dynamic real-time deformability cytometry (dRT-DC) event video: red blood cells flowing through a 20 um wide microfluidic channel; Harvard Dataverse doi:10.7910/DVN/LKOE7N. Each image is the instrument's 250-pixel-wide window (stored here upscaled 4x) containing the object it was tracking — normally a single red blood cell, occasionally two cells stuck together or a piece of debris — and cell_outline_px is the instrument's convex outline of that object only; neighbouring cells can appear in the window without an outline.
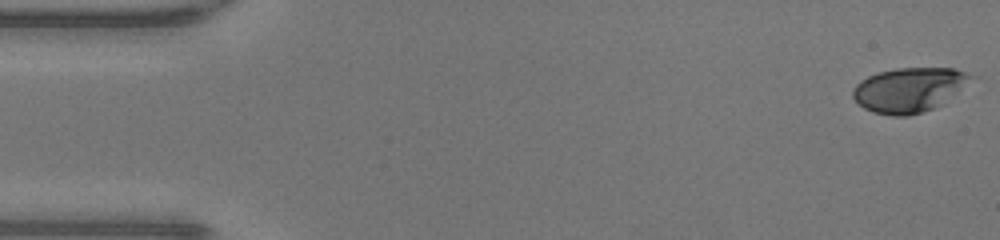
{"species": "human", "species_latin": "Homo sapiens", "temperature_condition": "warm", "stored_images_in_passage": 48, "camera_frame_rate_fps": 3000, "um_per_image_px": 0.085, "donor": {"sex": "male"}, "frame": {"image": 1, "passage_image": 1, "time_ms": 0.0, "image_size_px": [1000, 240], "cell_outline_px": [[972, 76], [936, 108], [908, 116], [892, 116], [872, 112], [864, 108], [852, 96], [852, 92], [856, 84], [860, 80], [868, 76], [880, 72], [896, 68], [952, 68], [964, 72]], "centroid_in_image_um": [77.16, 7.64], "position_along_channel_um": 7.8, "area_um2": 29.88}}
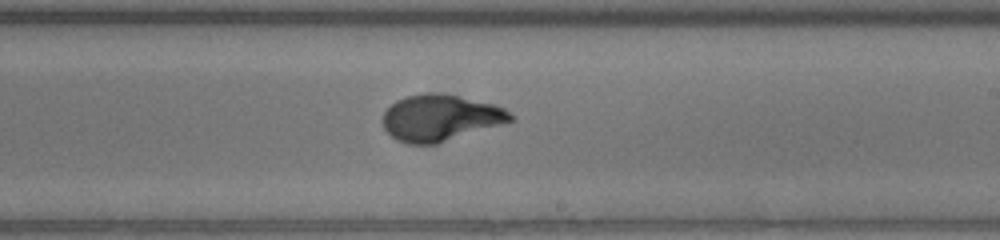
{"frame": {"image": 2, "passage_image": 28, "time_ms": 9.0, "image_size_px": [1000, 240], "cell_outline_px": [[516, 120], [436, 144], [408, 144], [396, 140], [384, 128], [384, 112], [396, 100], [408, 96], [428, 92], [444, 92], [496, 104], [504, 108], [516, 116]], "centroid_in_image_um": [37.49, 10.0], "position_along_channel_um": 251.5, "area_um2": 34.8}}
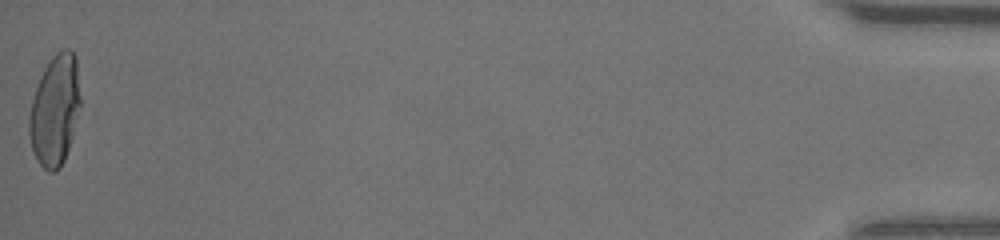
{"frame": {"image": 3, "passage_image": 48, "time_ms": 15.667, "image_size_px": [1000, 240], "cell_outline_px": [[80, 104], [72, 136], [64, 160], [60, 168], [56, 172], [48, 172], [36, 160], [32, 148], [28, 132], [28, 116], [32, 100], [40, 76], [44, 68], [52, 56], [60, 48], [68, 48], [76, 56], [80, 96]], "centroid_in_image_um": [4.65, 9.36], "position_along_channel_um": 430.5, "area_um2": 33.12}, "authors_computed_cell_mechanics": {"area_um2": 33.0616, "velocity_mm_per_s": 4.3284, "shape_relaxation_time_tau1_ms": 4.639, "shape_relaxation_time_tau2_ms": null, "deformation_change_tau1": 0.2574, "deformation_change_tau2": null}}